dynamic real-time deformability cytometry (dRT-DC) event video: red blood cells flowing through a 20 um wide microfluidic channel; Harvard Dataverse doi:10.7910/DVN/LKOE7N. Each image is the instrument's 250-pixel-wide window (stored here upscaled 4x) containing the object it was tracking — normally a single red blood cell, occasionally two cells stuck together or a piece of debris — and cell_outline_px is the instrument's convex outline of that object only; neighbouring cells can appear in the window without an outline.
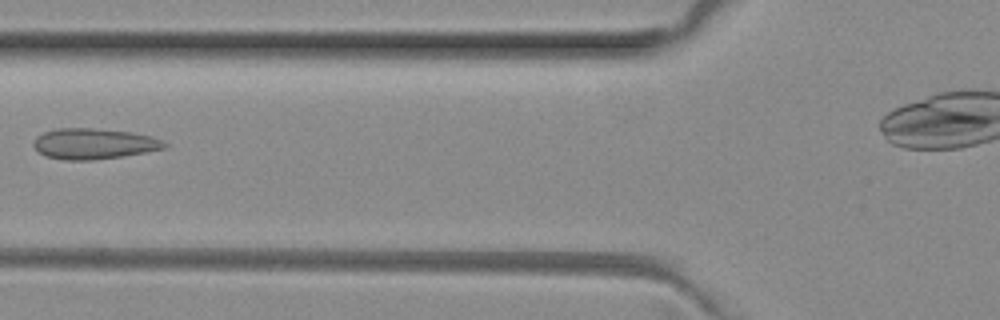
{"species": "common noctule bat (a hibernating species)", "species_latin": "Nyctalus noctula", "temperature_condition": "room temperature", "stored_images_in_passage": 5, "camera_frame_rate_fps": 3000, "um_per_image_px": 0.085, "animal": {"sex": "female", "body_mass_g": 29.2, "forearm_length_mm": 56.3}, "frame": {"image": 1, "passage_image": 5, "time_ms": 1.333, "image_size_px": [1000, 320], "cell_outline_px": [[168, 144], [164, 148], [124, 156], [92, 160], [64, 160], [44, 156], [32, 144], [36, 136], [44, 132], [56, 128], [92, 128], [132, 132], [152, 136]], "centroid_in_image_um": [7.94, 12.21], "position_along_channel_um": 117.9, "area_um2": 23.41}}